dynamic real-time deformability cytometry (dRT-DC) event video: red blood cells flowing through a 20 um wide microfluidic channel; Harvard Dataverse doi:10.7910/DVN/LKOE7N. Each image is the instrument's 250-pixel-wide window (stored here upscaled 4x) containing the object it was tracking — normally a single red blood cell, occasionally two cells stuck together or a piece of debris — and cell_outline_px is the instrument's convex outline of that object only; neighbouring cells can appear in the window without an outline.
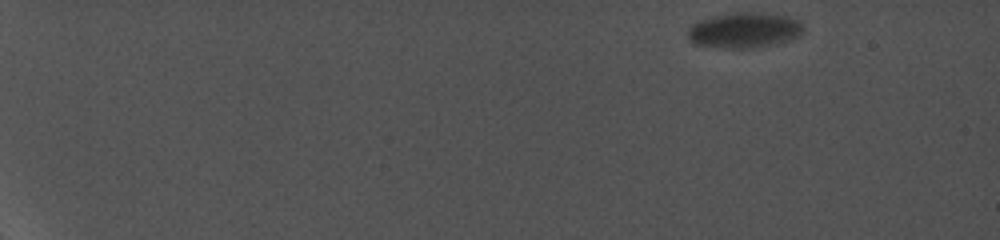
{"species": "common noctule bat (a hibernating species)", "species_latin": "Nyctalus noctula", "temperature_condition": "cold", "stored_images_in_passage": 8, "camera_frame_rate_fps": 5000, "um_per_image_px": 0.085, "animal": {"sex": "female", "body_mass_g": 19.0, "forearm_length_mm": 56.7}, "frame": {"image": 1, "passage_image": 1, "time_ms": 0.0, "image_size_px": [1000, 240], "cell_outline_px": [[804, 28], [800, 36], [776, 44], [752, 48], [724, 48], [696, 44], [688, 36], [688, 28], [692, 24], [700, 20], [712, 16], [732, 12], [756, 12], [784, 16], [800, 20]], "centroid_in_image_um": [63.28, 2.56], "position_along_channel_um": 21.7, "area_um2": 23.87}}
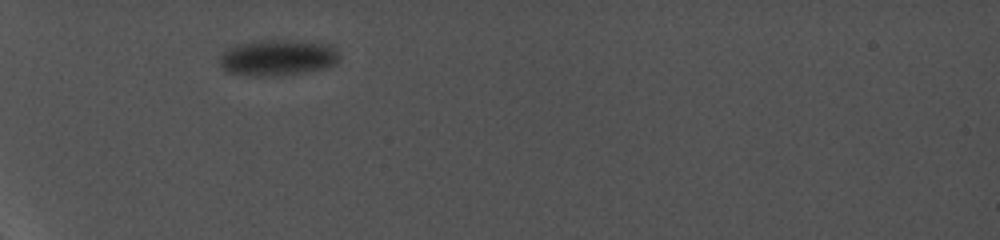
{"frame": {"image": 2, "passage_image": 6, "time_ms": 5.6, "image_size_px": [1000, 240], "cell_outline_px": [[340, 60], [336, 64], [328, 68], [288, 76], [252, 76], [228, 72], [220, 64], [220, 56], [228, 48], [236, 44], [256, 40], [288, 40], [328, 44], [340, 56]], "centroid_in_image_um": [23.62, 4.92], "position_along_channel_um": 61.4, "area_um2": 25.49}}
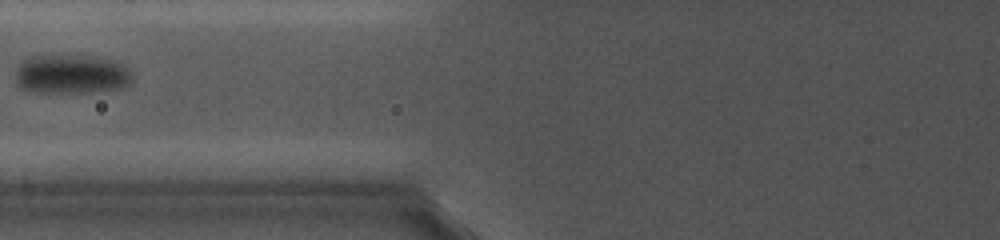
{"frame": {"image": 3, "passage_image": 8, "time_ms": 8.0, "image_size_px": [1000, 240], "cell_outline_px": [[132, 80], [128, 84], [120, 88], [92, 92], [24, 92], [16, 84], [16, 68], [20, 60], [32, 56], [96, 56], [112, 60], [124, 64], [132, 72]], "centroid_in_image_um": [6.03, 6.31], "position_along_channel_um": 119.8, "area_um2": 27.05}}